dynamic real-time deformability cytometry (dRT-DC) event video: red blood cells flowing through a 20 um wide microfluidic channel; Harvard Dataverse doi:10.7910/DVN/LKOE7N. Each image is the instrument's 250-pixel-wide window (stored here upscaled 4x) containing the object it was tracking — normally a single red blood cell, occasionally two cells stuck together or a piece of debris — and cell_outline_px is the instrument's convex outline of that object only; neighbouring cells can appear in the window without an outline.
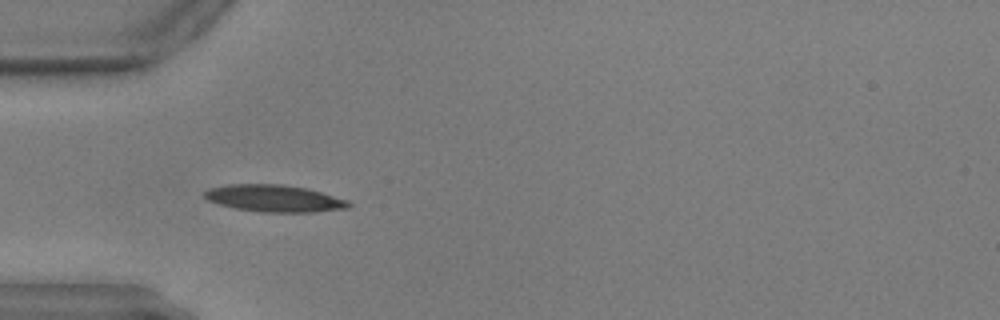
{"species": "common noctule bat (a hibernating species)", "species_latin": "Nyctalus noctula", "temperature_condition": "warm", "stored_images_in_passage": 44, "camera_frame_rate_fps": 3000, "um_per_image_px": 0.085, "animal": {"sex": "male", "body_mass_g": 17.9, "forearm_length_mm": 54.2}, "frame": {"image": 1, "passage_image": 6, "time_ms": 1.667, "image_size_px": [1000, 320], "cell_outline_px": [[352, 204], [348, 208], [312, 212], [260, 212], [232, 208], [208, 200], [204, 196], [204, 192], [208, 188], [228, 184], [284, 184], [308, 188], [348, 200]], "centroid_in_image_um": [23.31, 16.86], "position_along_channel_um": 61.7, "area_um2": 22.83}}
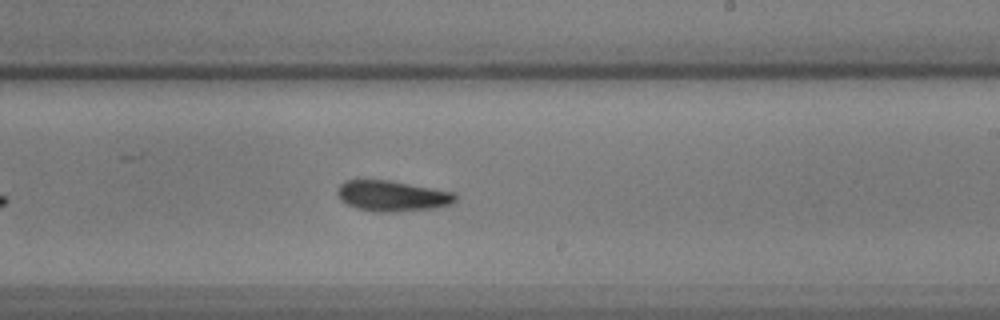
{"frame": {"image": 2, "passage_image": 23, "time_ms": 7.333, "image_size_px": [1000, 320], "cell_outline_px": [[456, 200], [452, 204], [432, 208], [392, 212], [376, 212], [356, 208], [340, 200], [336, 196], [336, 192], [340, 184], [344, 180], [388, 180], [456, 192]], "centroid_in_image_um": [33.32, 16.65], "position_along_channel_um": 255.7, "area_um2": 21.15}}
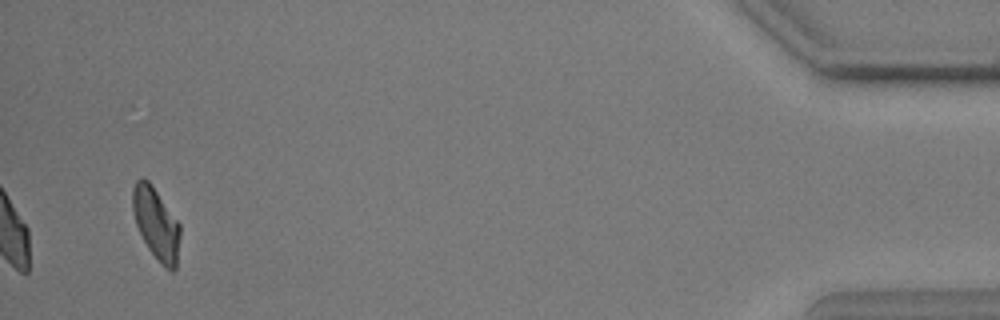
{"frame": {"image": 3, "passage_image": 44, "time_ms": 14.333, "image_size_px": [1000, 320], "cell_outline_px": [[180, 236], [176, 268], [172, 272], [164, 268], [148, 248], [136, 224], [132, 212], [132, 188], [136, 180], [140, 176], [144, 176], [152, 184], [180, 224]], "centroid_in_image_um": [13.26, 18.98], "position_along_channel_um": 421.9, "area_um2": 20.06}}